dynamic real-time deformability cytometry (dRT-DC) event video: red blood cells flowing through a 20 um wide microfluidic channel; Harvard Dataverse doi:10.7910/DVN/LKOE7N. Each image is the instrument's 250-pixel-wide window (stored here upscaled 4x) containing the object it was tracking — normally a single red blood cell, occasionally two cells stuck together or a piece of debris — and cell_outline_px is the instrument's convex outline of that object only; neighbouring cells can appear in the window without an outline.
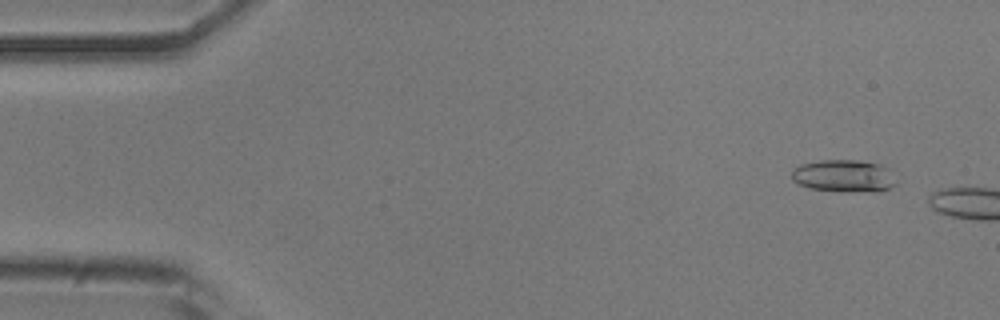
{"species": "common noctule bat (a hibernating species)", "species_latin": "Nyctalus noctula", "temperature_condition": "room temperature", "stored_images_in_passage": 14, "camera_frame_rate_fps": 3000, "um_per_image_px": 0.085, "animal": {"sex": "male", "body_mass_g": 20.5, "forearm_length_mm": 52.5}, "frame": {"image": 1, "passage_image": 3, "time_ms": 0.667, "image_size_px": [1000, 320], "cell_outline_px": [[896, 184], [880, 192], [840, 192], [812, 188], [800, 184], [792, 180], [792, 168], [800, 164], [820, 160], [856, 160], [880, 164], [888, 168]], "centroid_in_image_um": [71.72, 14.96], "position_along_channel_um": 13.3, "area_um2": 19.83}}